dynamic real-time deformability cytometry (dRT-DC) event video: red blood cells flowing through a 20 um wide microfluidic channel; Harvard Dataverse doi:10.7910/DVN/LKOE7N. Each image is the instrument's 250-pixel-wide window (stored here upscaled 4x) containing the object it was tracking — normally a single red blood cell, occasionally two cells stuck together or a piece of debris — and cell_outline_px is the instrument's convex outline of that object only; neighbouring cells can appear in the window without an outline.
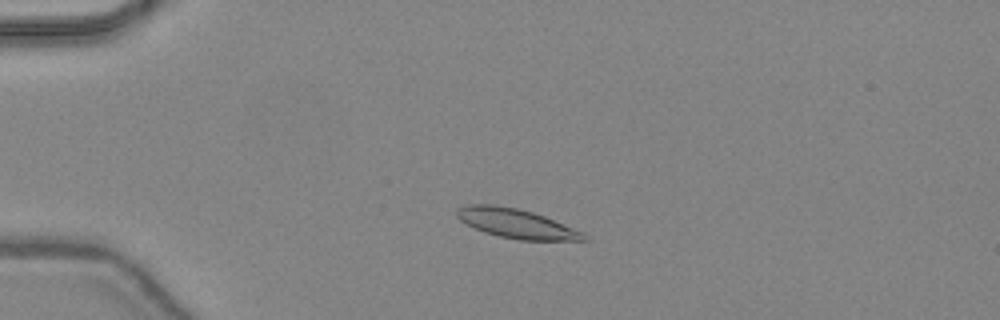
{"species": "common noctule bat (a hibernating species)", "species_latin": "Nyctalus noctula", "temperature_condition": "warm", "stored_images_in_passage": 43, "camera_frame_rate_fps": 3000, "um_per_image_px": 0.085, "animal": {"sex": "female", "body_mass_g": 24.6, "forearm_length_mm": 56.2}, "frame": {"image": 1, "passage_image": 8, "time_ms": 2.333, "image_size_px": [1000, 320], "cell_outline_px": [[588, 240], [520, 240], [500, 236], [484, 232], [460, 220], [456, 216], [456, 208], [468, 204], [492, 204], [516, 208], [532, 212], [544, 216], [584, 232], [588, 236]], "centroid_in_image_um": [43.89, 18.99], "position_along_channel_um": 41.1, "area_um2": 21.56}}
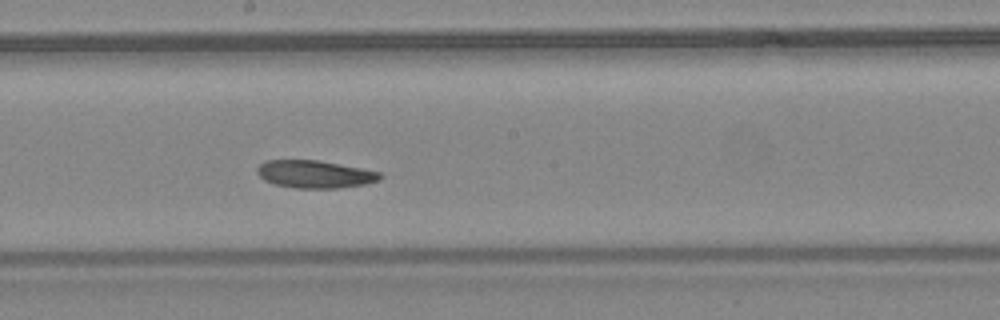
{"frame": {"image": 2, "passage_image": 23, "time_ms": 7.333, "image_size_px": [1000, 320], "cell_outline_px": [[384, 176], [380, 180], [364, 184], [340, 188], [296, 188], [272, 184], [264, 180], [256, 172], [256, 168], [264, 160], [316, 160], [360, 168], [380, 172]], "centroid_in_image_um": [26.73, 14.81], "position_along_channel_um": 221.5, "area_um2": 19.83}}
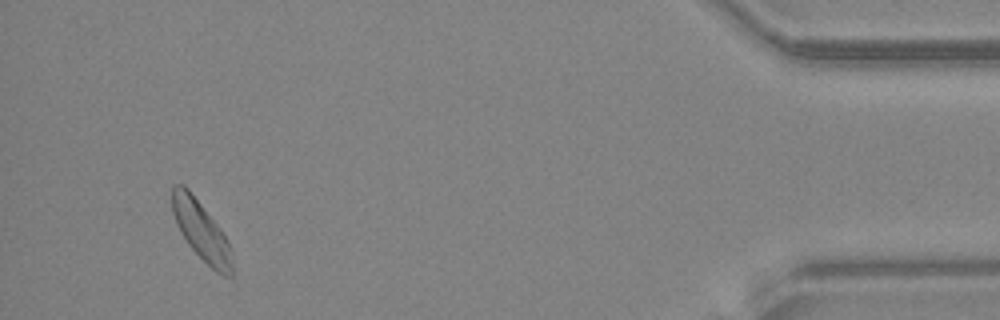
{"frame": {"image": 3, "passage_image": 41, "time_ms": 13.333, "image_size_px": [1000, 320], "cell_outline_px": [[232, 276], [224, 276], [216, 272], [188, 244], [180, 232], [176, 224], [172, 212], [172, 188], [176, 184], [184, 184], [188, 188], [216, 224], [228, 240], [232, 248]], "centroid_in_image_um": [17.1, 19.62], "position_along_channel_um": 418.1, "area_um2": 20.4}, "authors_computed_cell_mechanics": {"area_um2": 20.808, "velocity_mm_per_s": 4.3951, "shape_relaxation_time_tau1_ms": 5.6296, "shape_relaxation_time_tau2_ms": 4.9807, "deformation_change_tau1": 0.1313, "deformation_change_tau2": 0.1262}}